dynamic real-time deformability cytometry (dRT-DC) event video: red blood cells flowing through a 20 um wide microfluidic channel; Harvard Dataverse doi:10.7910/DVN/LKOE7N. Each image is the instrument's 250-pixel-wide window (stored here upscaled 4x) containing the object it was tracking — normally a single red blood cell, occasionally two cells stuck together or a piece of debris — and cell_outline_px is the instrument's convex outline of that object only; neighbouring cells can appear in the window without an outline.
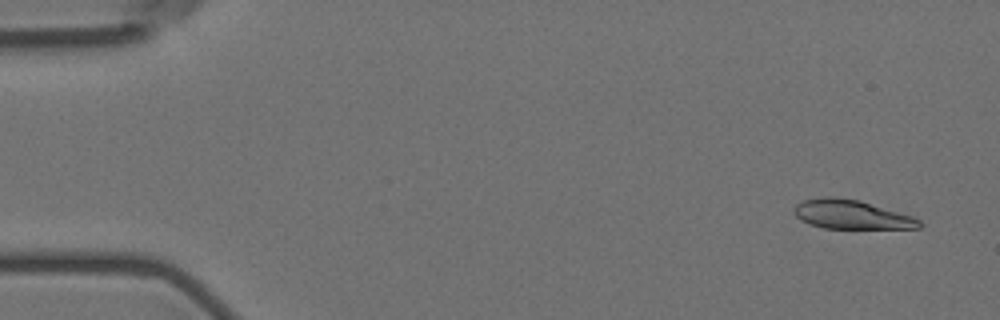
{"species": "Egyptian fruit bat (a non-hibernating species)", "species_latin": "Rousettus aegyptiacus", "temperature_condition": "room temperature", "stored_images_in_passage": 5, "camera_frame_rate_fps": 3000, "um_per_image_px": 0.085, "animal": {"sex": "female"}, "frame": {"image": 1, "passage_image": 1, "time_ms": 0.0, "image_size_px": [1000, 320], "cell_outline_px": [[924, 224], [920, 228], [824, 228], [808, 224], [800, 220], [792, 212], [792, 208], [796, 204], [804, 200], [824, 196], [836, 196], [860, 200], [912, 216], [920, 220]], "centroid_in_image_um": [72.33, 18.22], "position_along_channel_um": 12.7, "area_um2": 21.39}}
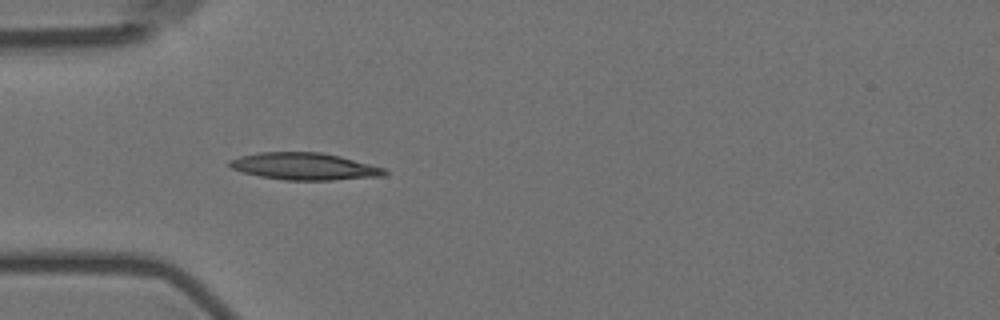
{"frame": {"image": 2, "passage_image": 5, "time_ms": 4.667, "image_size_px": [1000, 320], "cell_outline_px": [[388, 172], [384, 176], [332, 180], [284, 180], [260, 176], [240, 172], [232, 168], [228, 164], [228, 160], [240, 156], [256, 152], [320, 152], [340, 156], [384, 168]], "centroid_in_image_um": [25.84, 14.14], "position_along_channel_um": 59.2, "area_um2": 24.51}}